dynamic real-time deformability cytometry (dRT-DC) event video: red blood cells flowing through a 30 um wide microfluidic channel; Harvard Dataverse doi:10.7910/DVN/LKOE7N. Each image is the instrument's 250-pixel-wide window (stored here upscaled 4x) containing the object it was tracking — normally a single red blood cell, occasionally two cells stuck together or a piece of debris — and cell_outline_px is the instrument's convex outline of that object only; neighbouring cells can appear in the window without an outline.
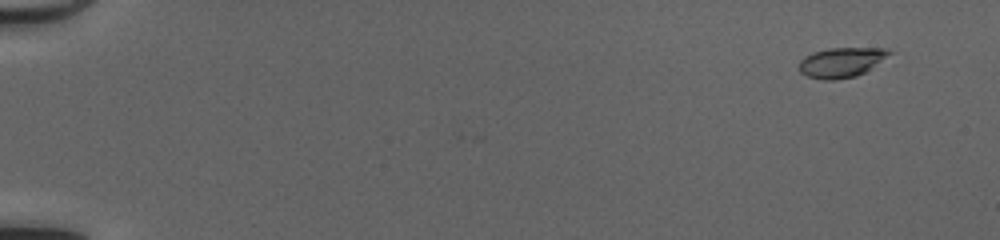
{"species": "common noctule bat (a hibernating species)", "species_latin": "Nyctalus noctula", "temperature_condition": "cold", "stored_images_in_passage": 52, "camera_frame_rate_fps": 3000, "um_per_image_px": 0.085, "animal": {"sex": "female", "body_mass_g": 20.0, "forearm_length_mm": 54.0}, "frame": {"image": 1, "passage_image": 4, "time_ms": 1.0, "image_size_px": [1000, 240], "cell_outline_px": [[892, 52], [864, 72], [856, 76], [836, 80], [824, 80], [808, 76], [800, 72], [800, 60], [804, 56], [812, 52], [828, 48], [888, 48]], "centroid_in_image_um": [71.47, 5.29], "position_along_channel_um": 13.5, "area_um2": 15.49}}
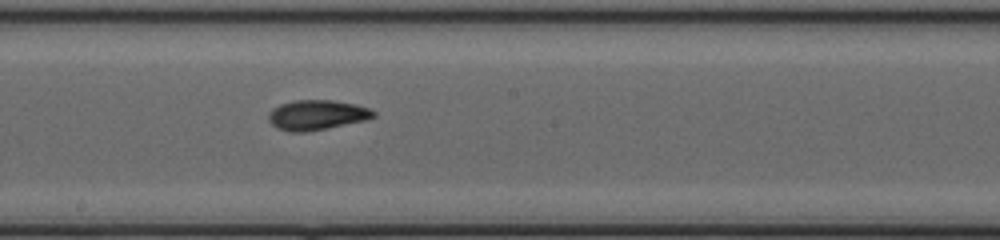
{"frame": {"image": 2, "passage_image": 31, "time_ms": 10.0, "image_size_px": [1000, 240], "cell_outline_px": [[376, 116], [368, 120], [304, 132], [288, 132], [276, 128], [268, 120], [268, 112], [272, 108], [280, 104], [296, 100], [332, 100], [356, 104], [368, 108], [376, 112]], "centroid_in_image_um": [26.92, 9.77], "position_along_channel_um": 221.3, "area_um2": 18.44}}
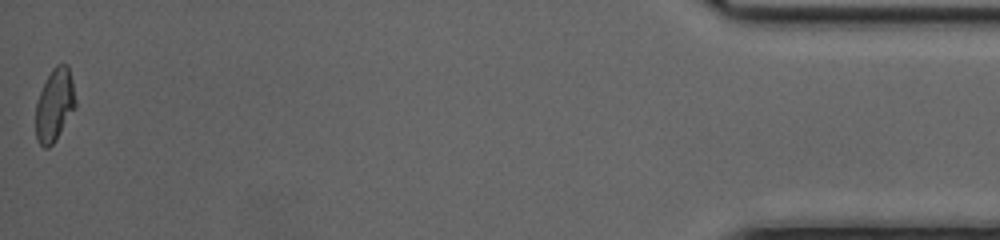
{"frame": {"image": 3, "passage_image": 52, "time_ms": 17.0, "image_size_px": [1000, 240], "cell_outline_px": [[76, 108], [56, 140], [48, 148], [44, 148], [36, 140], [36, 100], [52, 68], [56, 64], [68, 64], [72, 80], [76, 100]], "centroid_in_image_um": [4.65, 8.94], "position_along_channel_um": 430.6, "area_um2": 16.99}, "authors_computed_cell_mechanics": {"area_um2": 16.9354, "velocity_mm_per_s": 4.1726, "shape_relaxation_time_tau1_ms": 3.9101, "shape_relaxation_time_tau2_ms": 2.3581, "deformation_change_tau1": 0.1662, "deformation_change_tau2": 0.0792}}